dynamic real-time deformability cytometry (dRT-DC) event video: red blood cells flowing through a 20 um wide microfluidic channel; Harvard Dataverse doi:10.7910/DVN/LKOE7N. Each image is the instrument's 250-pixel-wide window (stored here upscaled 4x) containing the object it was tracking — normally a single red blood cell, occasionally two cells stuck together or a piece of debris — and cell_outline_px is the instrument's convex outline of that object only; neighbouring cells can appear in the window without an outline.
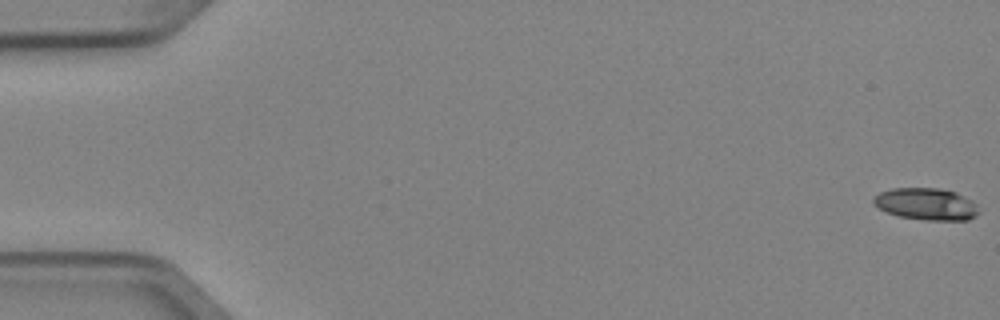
{"species": "Egyptian fruit bat (a non-hibernating species)", "species_latin": "Rousettus aegyptiacus", "temperature_condition": "cold", "stored_images_in_passage": 6, "camera_frame_rate_fps": 3000, "um_per_image_px": 0.085, "animal": {"sex": "female"}, "frame": {"image": 1, "passage_image": 1, "time_ms": 0.0, "image_size_px": [1000, 320], "cell_outline_px": [[980, 212], [976, 216], [968, 220], [924, 220], [900, 216], [888, 212], [872, 204], [872, 200], [880, 192], [892, 188], [940, 188], [956, 192], [972, 200], [976, 204]], "centroid_in_image_um": [78.77, 17.34], "position_along_channel_um": 6.2, "area_um2": 19.65}}
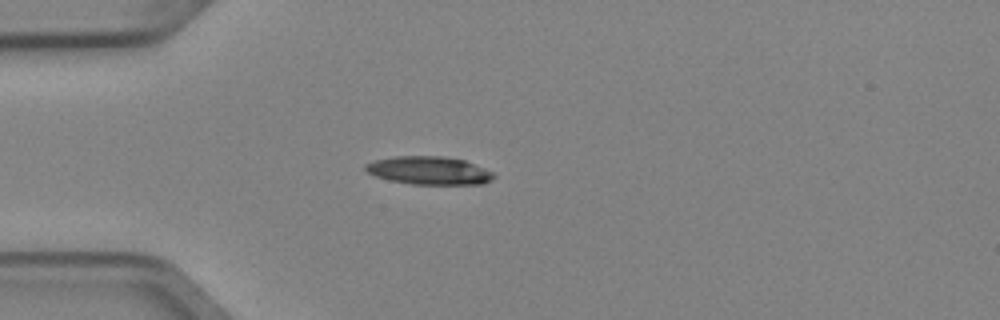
{"frame": {"image": 2, "passage_image": 5, "time_ms": 1.333, "image_size_px": [1000, 320], "cell_outline_px": [[496, 176], [492, 180], [484, 184], [412, 184], [388, 180], [376, 176], [368, 172], [364, 168], [364, 164], [376, 160], [396, 156], [444, 156], [464, 160], [484, 168], [492, 172]], "centroid_in_image_um": [36.48, 14.49], "position_along_channel_um": 48.5, "area_um2": 20.98}}